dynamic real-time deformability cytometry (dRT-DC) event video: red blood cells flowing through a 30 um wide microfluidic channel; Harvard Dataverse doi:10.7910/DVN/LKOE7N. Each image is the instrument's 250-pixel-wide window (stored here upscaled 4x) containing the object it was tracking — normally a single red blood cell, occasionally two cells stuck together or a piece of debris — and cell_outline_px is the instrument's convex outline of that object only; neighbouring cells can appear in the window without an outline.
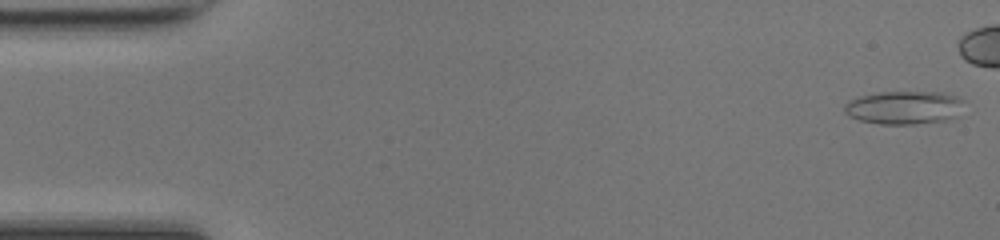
{"species": "common noctule bat (a hibernating species)", "species_latin": "Nyctalus noctula", "temperature_condition": "room temperature", "stored_images_in_passage": 39, "camera_frame_rate_fps": 3000, "um_per_image_px": 0.085, "animal": {"sex": "female", "body_mass_g": 17.0, "forearm_length_mm": 48.0}, "frame": {"image": 1, "passage_image": 1, "time_ms": 0.0, "image_size_px": [1000, 240], "cell_outline_px": [[964, 100], [956, 116], [948, 120], [916, 124], [880, 124], [860, 120], [848, 116], [844, 112], [844, 104], [848, 100], [856, 96], [880, 92], [940, 92], [956, 96]], "centroid_in_image_um": [76.8, 9.14], "position_along_channel_um": 8.2, "area_um2": 23.35}}
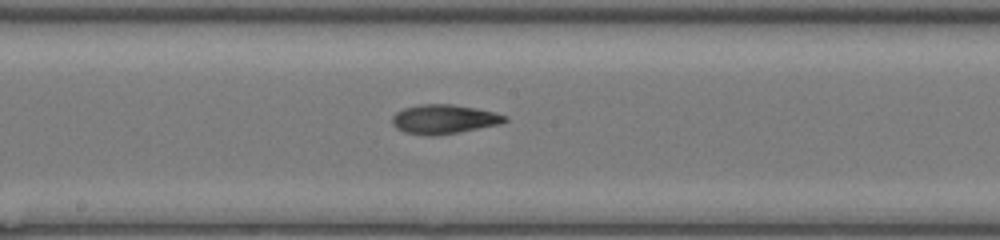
{"frame": {"image": 2, "passage_image": 25, "time_ms": 8.0, "image_size_px": [1000, 240], "cell_outline_px": [[508, 120], [500, 124], [460, 132], [436, 136], [428, 136], [404, 132], [396, 128], [392, 124], [392, 116], [396, 112], [404, 108], [420, 104], [452, 104], [476, 108], [496, 112], [508, 116]], "centroid_in_image_um": [37.74, 10.13], "position_along_channel_um": 210.5, "area_um2": 19.42}}
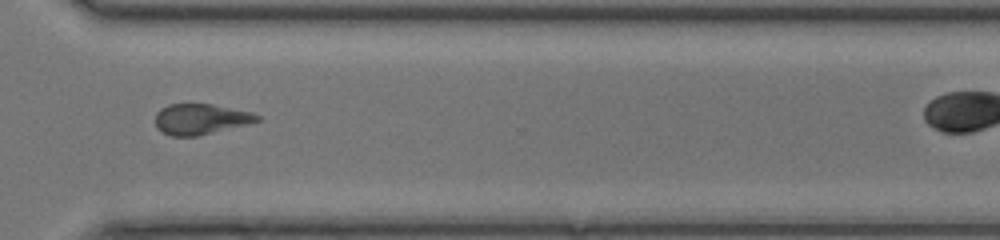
{"frame": {"image": 3, "passage_image": 35, "time_ms": 11.333, "image_size_px": [1000, 240], "cell_outline_px": [[260, 120], [248, 124], [196, 136], [172, 136], [156, 128], [156, 112], [160, 108], [168, 104], [212, 104], [252, 112], [260, 116]], "centroid_in_image_um": [17.05, 10.11], "position_along_channel_um": 353.6, "area_um2": 18.09}}